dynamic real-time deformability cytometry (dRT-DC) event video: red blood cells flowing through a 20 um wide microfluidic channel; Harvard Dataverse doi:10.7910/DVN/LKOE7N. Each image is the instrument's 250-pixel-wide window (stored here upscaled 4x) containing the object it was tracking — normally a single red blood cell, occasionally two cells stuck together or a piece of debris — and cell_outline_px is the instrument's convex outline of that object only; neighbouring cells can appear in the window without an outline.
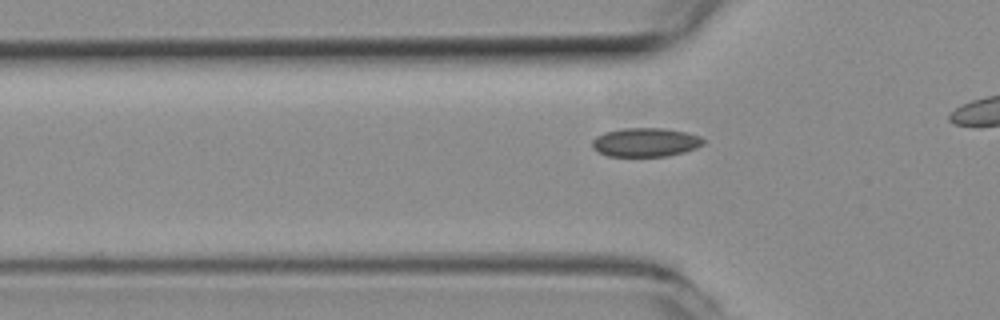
{"species": "common noctule bat (a hibernating species)", "species_latin": "Nyctalus noctula", "temperature_condition": "room temperature", "stored_images_in_passage": 32, "camera_frame_rate_fps": 3000, "um_per_image_px": 0.085, "animal": {"sex": "female", "body_mass_g": 19.3, "forearm_length_mm": 54.1}, "frame": {"image": 1, "passage_image": 2, "time_ms": 0.333, "image_size_px": [1000, 320], "cell_outline_px": [[704, 144], [696, 148], [684, 152], [668, 156], [608, 156], [596, 152], [592, 148], [592, 140], [596, 136], [604, 132], [624, 128], [664, 128], [688, 132], [700, 136], [704, 140]], "centroid_in_image_um": [54.86, 12.09], "position_along_channel_um": 70.9, "area_um2": 18.9}}
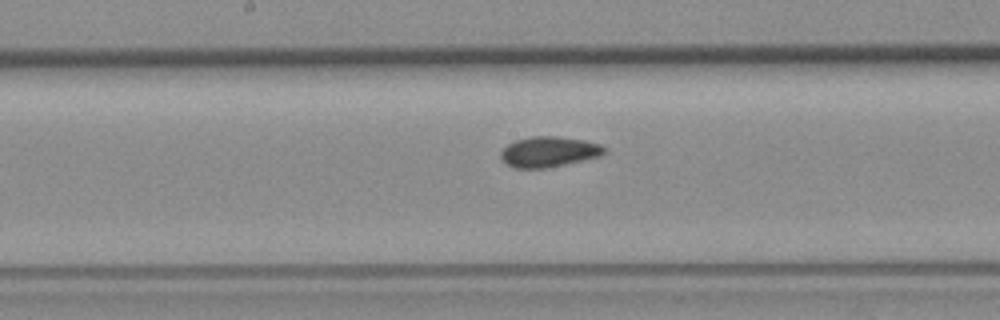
{"frame": {"image": 2, "passage_image": 12, "time_ms": 3.667, "image_size_px": [1000, 320], "cell_outline_px": [[608, 152], [600, 156], [564, 164], [544, 168], [512, 168], [504, 164], [500, 156], [500, 152], [508, 144], [516, 140], [532, 136], [556, 136], [584, 140], [600, 144], [608, 148]], "centroid_in_image_um": [46.65, 12.9], "position_along_channel_um": 201.5, "area_um2": 18.5}}
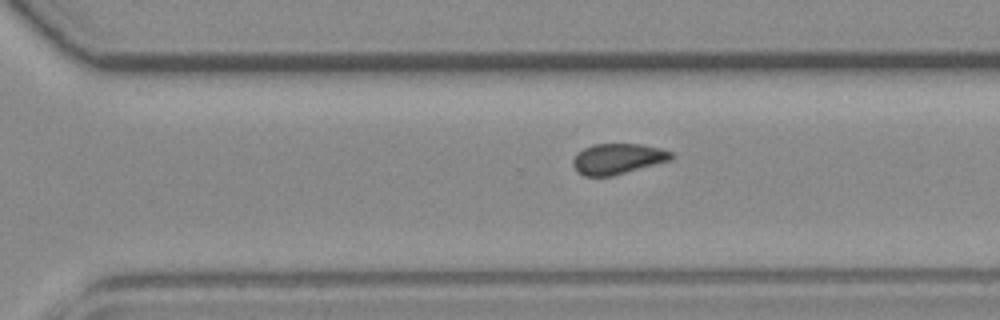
{"frame": {"image": 3, "passage_image": 21, "time_ms": 6.667, "image_size_px": [1000, 320], "cell_outline_px": [[672, 160], [612, 176], [584, 176], [572, 164], [572, 160], [576, 152], [592, 144], [640, 144], [660, 148], [672, 152]], "centroid_in_image_um": [52.5, 13.49], "position_along_channel_um": 318.1, "area_um2": 17.51}, "authors_computed_cell_mechanics": {"area_um2": 17.9469, "velocity_mm_per_s": 3.9021, "shape_relaxation_time_tau1_ms": null, "shape_relaxation_time_tau2_ms": 3.3107, "deformation_change_tau1": null, "deformation_change_tau2": 0.0797}}